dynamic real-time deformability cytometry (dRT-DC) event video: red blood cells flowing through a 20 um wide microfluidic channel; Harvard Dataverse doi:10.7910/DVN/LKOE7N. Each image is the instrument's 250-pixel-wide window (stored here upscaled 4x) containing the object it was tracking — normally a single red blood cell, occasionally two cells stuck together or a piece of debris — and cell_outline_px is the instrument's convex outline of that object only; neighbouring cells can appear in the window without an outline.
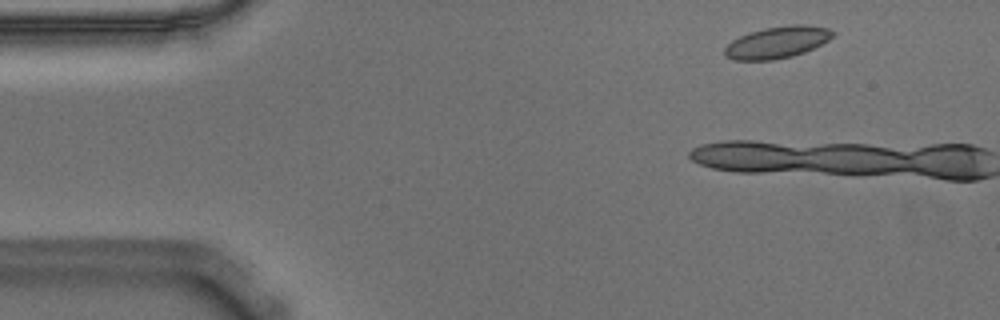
{"species": "Egyptian fruit bat (a non-hibernating species)", "species_latin": "Rousettus aegyptiacus", "temperature_condition": "warm", "stored_images_in_passage": 3, "camera_frame_rate_fps": 3000, "um_per_image_px": 0.085, "animal": {"sex": "male"}, "frame": {"image": 1, "passage_image": 1, "time_ms": 0.0, "image_size_px": [1000, 320], "cell_outline_px": [[836, 32], [828, 40], [804, 52], [792, 56], [772, 60], [732, 60], [724, 56], [724, 48], [732, 40], [740, 36], [764, 28], [788, 24], [808, 24], [828, 28]], "centroid_in_image_um": [66.05, 3.59], "position_along_channel_um": 18.9, "area_um2": 20.06}}